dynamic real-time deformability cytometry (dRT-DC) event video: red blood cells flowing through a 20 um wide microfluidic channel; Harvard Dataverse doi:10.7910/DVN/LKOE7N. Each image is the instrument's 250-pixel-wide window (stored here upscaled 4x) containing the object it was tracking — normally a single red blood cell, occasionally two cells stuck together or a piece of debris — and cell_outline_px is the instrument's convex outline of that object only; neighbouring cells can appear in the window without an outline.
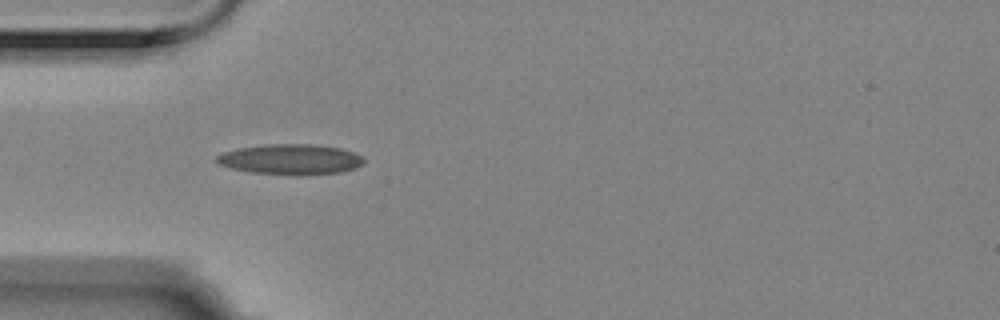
{"species": "Egyptian fruit bat (a non-hibernating species)", "species_latin": "Rousettus aegyptiacus", "temperature_condition": "room temperature", "stored_images_in_passage": 6, "camera_frame_rate_fps": 3000, "um_per_image_px": 0.085, "animal": {"sex": "female"}, "frame": {"image": 1, "passage_image": 5, "time_ms": 1.333, "image_size_px": [1000, 320], "cell_outline_px": [[364, 164], [356, 168], [340, 172], [252, 172], [232, 168], [220, 164], [216, 160], [216, 156], [224, 152], [240, 148], [268, 144], [312, 144], [340, 148], [352, 152], [360, 156], [364, 160]], "centroid_in_image_um": [24.7, 13.49], "position_along_channel_um": 60.3, "area_um2": 24.68}}
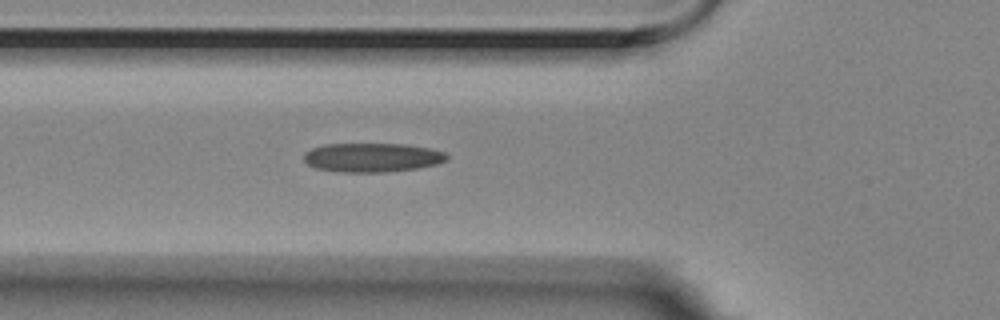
{"frame": {"image": 2, "passage_image": 6, "time_ms": 1.667, "image_size_px": [1000, 320], "cell_outline_px": [[448, 160], [436, 164], [416, 168], [384, 172], [344, 172], [316, 168], [308, 164], [304, 160], [304, 152], [312, 148], [324, 144], [404, 144], [428, 148], [444, 152], [448, 156]], "centroid_in_image_um": [31.62, 13.38], "position_along_channel_um": 94.2, "area_um2": 24.04}}